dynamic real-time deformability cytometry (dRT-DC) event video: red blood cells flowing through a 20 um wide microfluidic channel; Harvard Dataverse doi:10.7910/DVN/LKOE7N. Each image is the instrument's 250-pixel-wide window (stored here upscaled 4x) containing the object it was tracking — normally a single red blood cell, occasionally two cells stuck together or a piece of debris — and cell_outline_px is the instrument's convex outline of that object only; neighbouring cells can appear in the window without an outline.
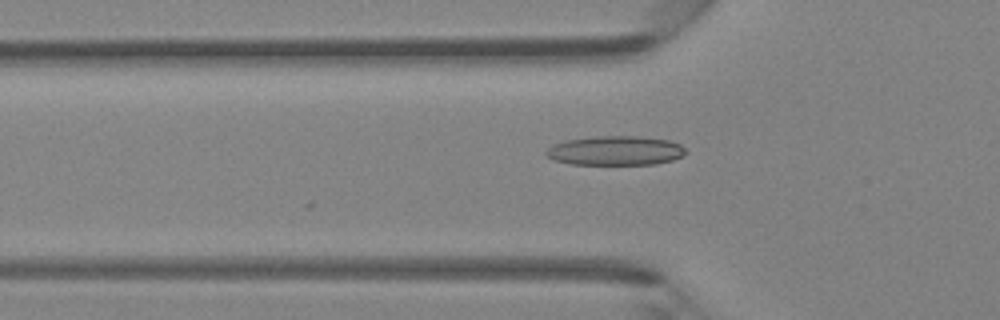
{"species": "Egyptian fruit bat (a non-hibernating species)", "species_latin": "Rousettus aegyptiacus", "temperature_condition": "room temperature", "stored_images_in_passage": 23, "camera_frame_rate_fps": 3000, "um_per_image_px": 0.085, "animal": {"sex": "female"}, "frame": {"image": 1, "passage_image": 15, "time_ms": 4.667, "image_size_px": [1000, 320], "cell_outline_px": [[688, 152], [672, 160], [656, 164], [572, 164], [552, 160], [544, 152], [552, 144], [568, 140], [596, 136], [636, 136], [668, 140], [680, 144]], "centroid_in_image_um": [52.29, 12.8], "position_along_channel_um": 73.5, "area_um2": 23.76}}
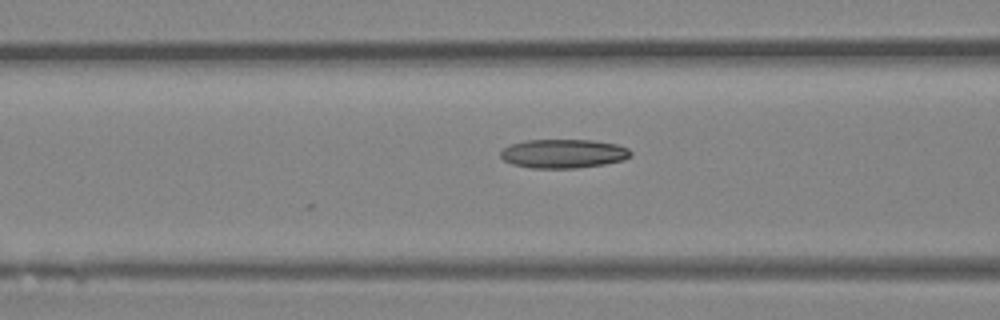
{"frame": {"image": 2, "passage_image": 18, "time_ms": 5.667, "image_size_px": [1000, 320], "cell_outline_px": [[632, 156], [624, 160], [604, 164], [576, 168], [532, 168], [512, 164], [504, 160], [500, 156], [500, 152], [504, 148], [512, 144], [524, 140], [592, 140], [616, 144], [628, 148], [632, 152]], "centroid_in_image_um": [47.91, 13.06], "position_along_channel_um": 118.7, "area_um2": 21.96}}
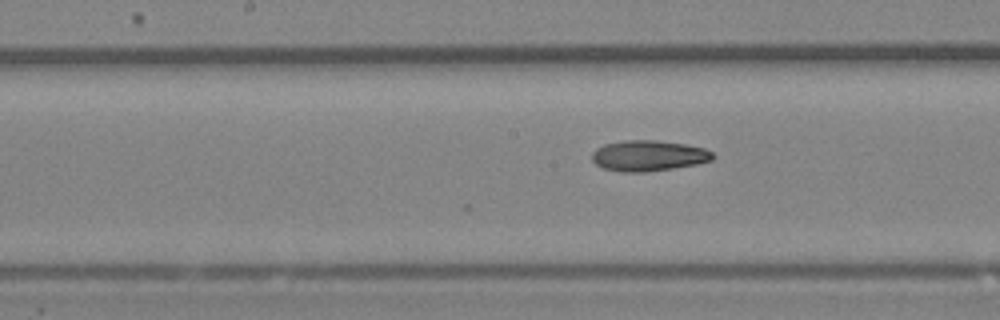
{"frame": {"image": 3, "passage_image": 23, "time_ms": 7.333, "image_size_px": [1000, 320], "cell_outline_px": [[716, 156], [712, 160], [696, 164], [672, 168], [644, 172], [624, 172], [604, 168], [596, 164], [592, 160], [592, 152], [596, 148], [604, 144], [624, 140], [656, 140], [684, 144], [704, 148], [712, 152]], "centroid_in_image_um": [55.11, 13.23], "position_along_channel_um": 193.1, "area_um2": 21.56}}